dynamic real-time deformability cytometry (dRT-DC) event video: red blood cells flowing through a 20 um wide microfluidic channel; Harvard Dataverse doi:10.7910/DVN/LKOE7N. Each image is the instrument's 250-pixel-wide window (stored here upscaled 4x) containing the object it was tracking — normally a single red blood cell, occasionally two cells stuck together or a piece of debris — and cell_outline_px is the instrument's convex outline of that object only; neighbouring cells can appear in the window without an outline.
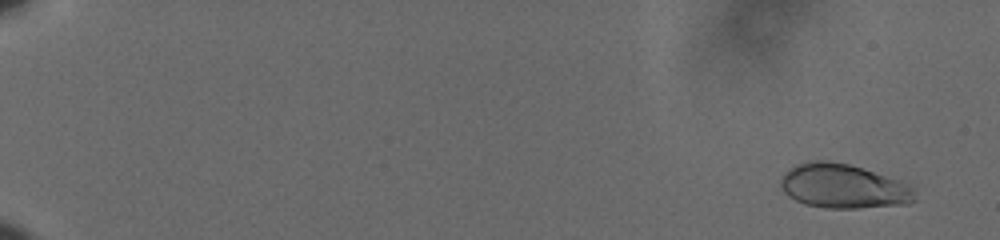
{"species": "human", "species_latin": "Homo sapiens", "temperature_condition": "cold", "stored_images_in_passage": 61, "camera_frame_rate_fps": 3000, "um_per_image_px": 0.085, "donor": {"sex": "male"}, "frame": {"image": 1, "passage_image": 4, "time_ms": 1.0, "image_size_px": [1000, 240], "cell_outline_px": [[916, 200], [908, 204], [860, 208], [828, 208], [804, 204], [788, 196], [784, 192], [780, 184], [780, 180], [784, 172], [788, 168], [796, 164], [812, 160], [828, 160], [848, 164], [916, 184]], "centroid_in_image_um": [71.75, 15.82], "position_along_channel_um": 13.2, "area_um2": 35.37}}
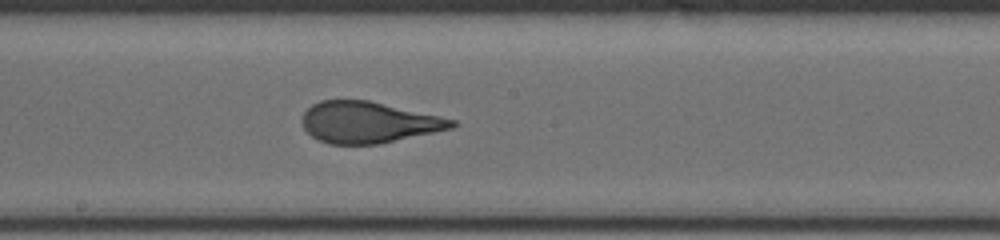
{"frame": {"image": 2, "passage_image": 37, "time_ms": 12.0, "image_size_px": [1000, 240], "cell_outline_px": [[456, 124], [452, 128], [380, 144], [328, 144], [316, 140], [304, 128], [300, 120], [304, 112], [312, 104], [320, 100], [368, 100], [440, 116], [456, 120]], "centroid_in_image_um": [31.27, 10.4], "position_along_channel_um": 216.9, "area_um2": 36.01}}
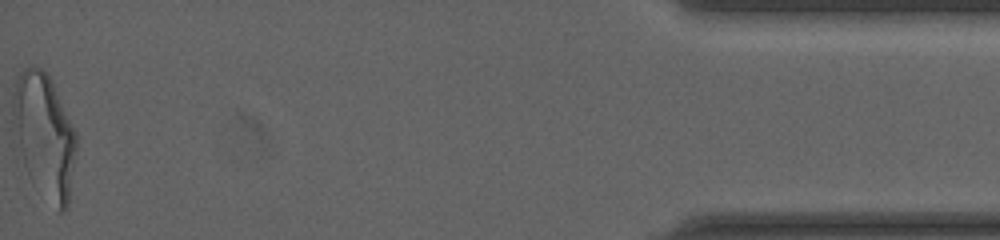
{"frame": {"image": 3, "passage_image": 61, "time_ms": 20.0, "image_size_px": [1000, 240], "cell_outline_px": [[76, 148], [68, 208], [64, 212], [60, 212], [16, 160], [12, 132], [12, 96], [16, 80], [20, 72], [24, 68], [32, 64], [44, 68], [76, 132]], "centroid_in_image_um": [3.69, 11.5], "position_along_channel_um": 431.5, "area_um2": 46.41}, "authors_computed_cell_mechanics": {"area_um2": 36.2984, "velocity_mm_per_s": 3.6222, "shape_relaxation_time_tau1_ms": 5.271, "shape_relaxation_time_tau2_ms": null, "deformation_change_tau1": 0.1964, "deformation_change_tau2": null}}